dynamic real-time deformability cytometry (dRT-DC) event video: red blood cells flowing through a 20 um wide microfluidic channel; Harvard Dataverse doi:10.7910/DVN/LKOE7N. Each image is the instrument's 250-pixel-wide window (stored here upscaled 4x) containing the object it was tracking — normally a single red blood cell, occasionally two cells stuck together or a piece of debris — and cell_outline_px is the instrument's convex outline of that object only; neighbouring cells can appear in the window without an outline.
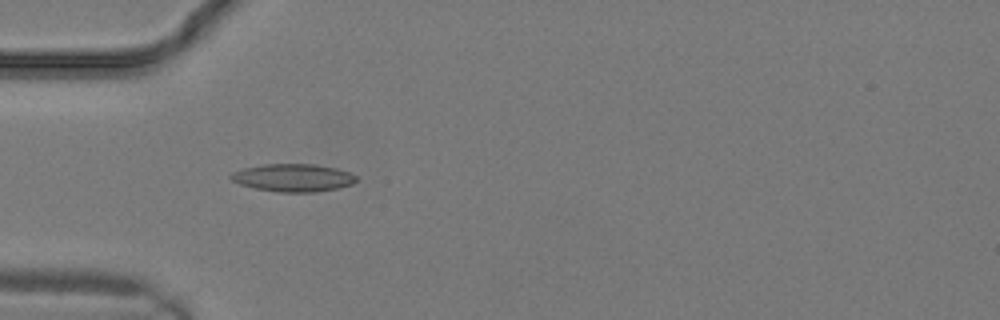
{"species": "common noctule bat (a hibernating species)", "species_latin": "Nyctalus noctula", "temperature_condition": "warm", "stored_images_in_passage": 11, "camera_frame_rate_fps": 3000, "um_per_image_px": 0.085, "animal": {"sex": "male", "body_mass_g": 19.2, "forearm_length_mm": 51.8}, "frame": {"image": 1, "passage_image": 8, "time_ms": 2.333, "image_size_px": [1000, 320], "cell_outline_px": [[356, 180], [352, 184], [336, 188], [316, 192], [276, 192], [256, 188], [240, 184], [232, 180], [228, 176], [232, 172], [244, 168], [264, 164], [316, 164], [336, 168], [348, 172], [356, 176]], "centroid_in_image_um": [24.9, 15.1], "position_along_channel_um": 60.1, "area_um2": 20.17}}
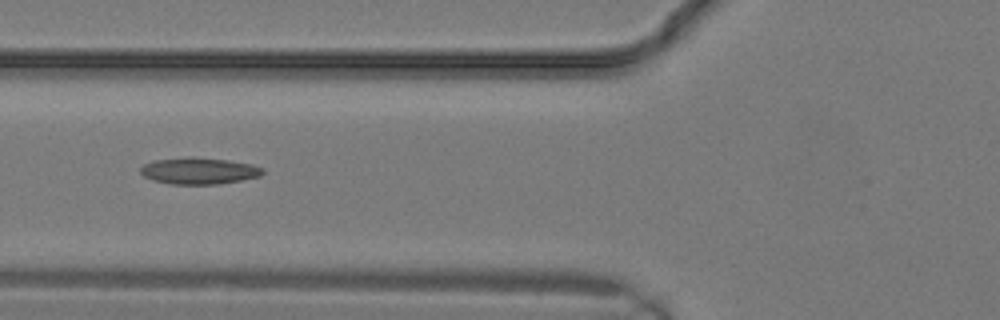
{"frame": {"image": 2, "passage_image": 10, "time_ms": 3.0, "image_size_px": [1000, 320], "cell_outline_px": [[264, 172], [260, 176], [240, 180], [216, 184], [172, 184], [152, 180], [144, 176], [140, 172], [140, 168], [144, 164], [152, 160], [192, 156], [228, 160], [252, 164], [264, 168]], "centroid_in_image_um": [16.9, 14.51], "position_along_channel_um": 108.9, "area_um2": 19.02}}